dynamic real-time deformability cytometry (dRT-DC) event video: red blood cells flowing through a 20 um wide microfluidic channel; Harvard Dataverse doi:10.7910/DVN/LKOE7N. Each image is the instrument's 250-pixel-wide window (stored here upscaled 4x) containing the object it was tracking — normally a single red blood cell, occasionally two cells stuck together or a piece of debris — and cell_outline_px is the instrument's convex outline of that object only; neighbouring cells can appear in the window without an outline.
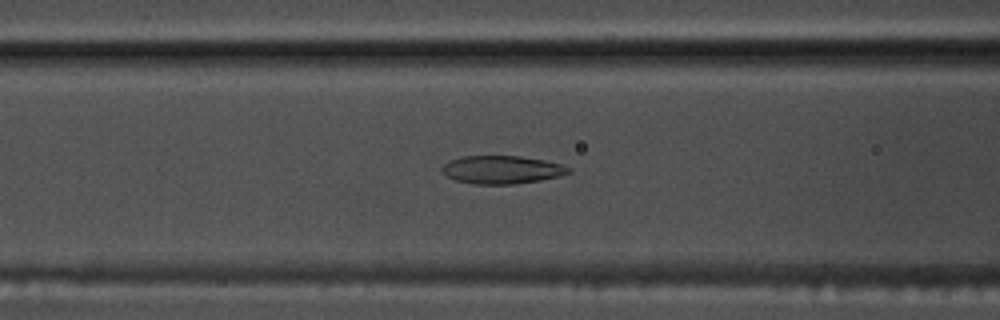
{"species": "common noctule bat (a hibernating species)", "species_latin": "Nyctalus noctula", "temperature_condition": "warm", "stored_images_in_passage": 54, "camera_frame_rate_fps": 3000, "um_per_image_px": 0.085, "animal": {"sex": "male", "body_mass_g": 17.5, "forearm_length_mm": 52.3}, "frame": {"image": 1, "passage_image": 22, "time_ms": 7.0, "image_size_px": [1000, 320], "cell_outline_px": [[572, 172], [560, 176], [540, 180], [512, 184], [476, 184], [456, 180], [448, 176], [440, 168], [444, 164], [452, 160], [464, 156], [520, 156], [544, 160], [560, 164], [572, 168]], "centroid_in_image_um": [42.7, 14.42], "position_along_channel_um": 123.9, "area_um2": 20.52}}
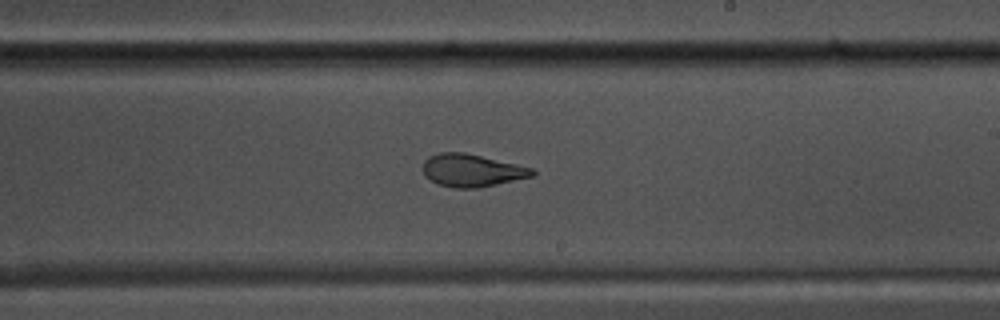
{"frame": {"image": 2, "passage_image": 32, "time_ms": 10.333, "image_size_px": [1000, 320], "cell_outline_px": [[536, 172], [532, 176], [496, 184], [476, 188], [452, 188], [436, 184], [424, 176], [424, 160], [428, 156], [440, 152], [464, 152], [536, 168]], "centroid_in_image_um": [40.1, 14.48], "position_along_channel_um": 248.9, "area_um2": 20.92}}
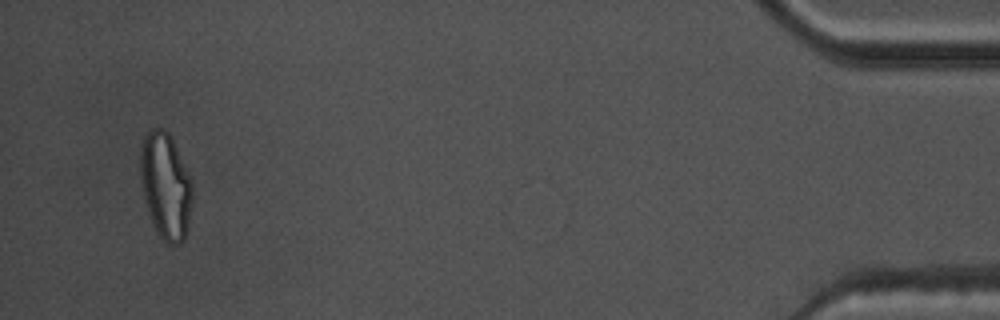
{"frame": {"image": 3, "passage_image": 52, "time_ms": 17.0, "image_size_px": [1000, 320], "cell_outline_px": [[192, 200], [188, 224], [184, 240], [180, 244], [168, 244], [156, 232], [148, 212], [144, 200], [140, 180], [140, 148], [144, 136], [152, 128], [164, 128], [168, 132], [192, 180]], "centroid_in_image_um": [14.06, 15.8], "position_along_channel_um": 421.1, "area_um2": 32.25}, "authors_computed_cell_mechanics": {"area_um2": 23.2067, "velocity_mm_per_s": 3.7579, "shape_relaxation_time_tau1_ms": null, "shape_relaxation_time_tau2_ms": 1.6321, "deformation_change_tau1": null, "deformation_change_tau2": 0.0849}}